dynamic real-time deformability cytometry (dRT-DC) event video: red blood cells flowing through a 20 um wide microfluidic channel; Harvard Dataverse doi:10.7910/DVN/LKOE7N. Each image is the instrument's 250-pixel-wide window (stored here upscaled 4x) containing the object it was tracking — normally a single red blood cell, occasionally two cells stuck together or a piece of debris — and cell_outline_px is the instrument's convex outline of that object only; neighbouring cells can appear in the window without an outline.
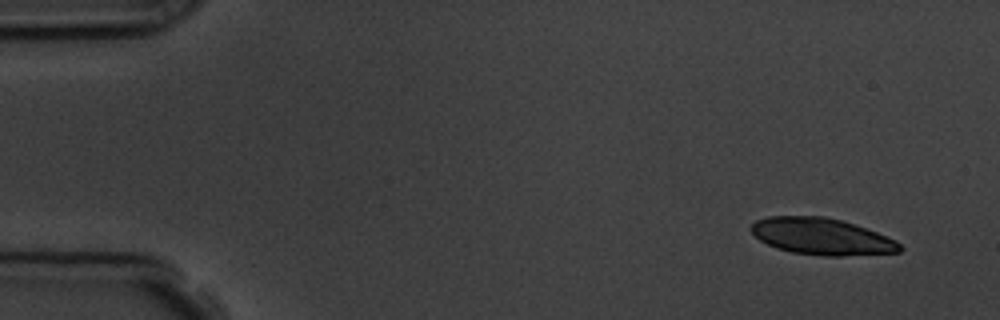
{"species": "common noctule bat (a hibernating species)", "species_latin": "Nyctalus noctula", "temperature_condition": "room temperature", "stored_images_in_passage": 5, "camera_frame_rate_fps": 3000, "um_per_image_px": 0.085, "animal": {"sex": "male", "body_mass_g": 19.5, "forearm_length_mm": 54.6}, "frame": {"image": 1, "passage_image": 1, "time_ms": 0.0, "image_size_px": [1000, 320], "cell_outline_px": [[904, 248], [900, 252], [840, 256], [824, 256], [792, 252], [776, 248], [760, 240], [752, 232], [752, 224], [756, 220], [768, 216], [824, 216], [840, 220], [876, 232], [896, 240]], "centroid_in_image_um": [69.85, 20.1], "position_along_channel_um": 15.2, "area_um2": 31.5}}